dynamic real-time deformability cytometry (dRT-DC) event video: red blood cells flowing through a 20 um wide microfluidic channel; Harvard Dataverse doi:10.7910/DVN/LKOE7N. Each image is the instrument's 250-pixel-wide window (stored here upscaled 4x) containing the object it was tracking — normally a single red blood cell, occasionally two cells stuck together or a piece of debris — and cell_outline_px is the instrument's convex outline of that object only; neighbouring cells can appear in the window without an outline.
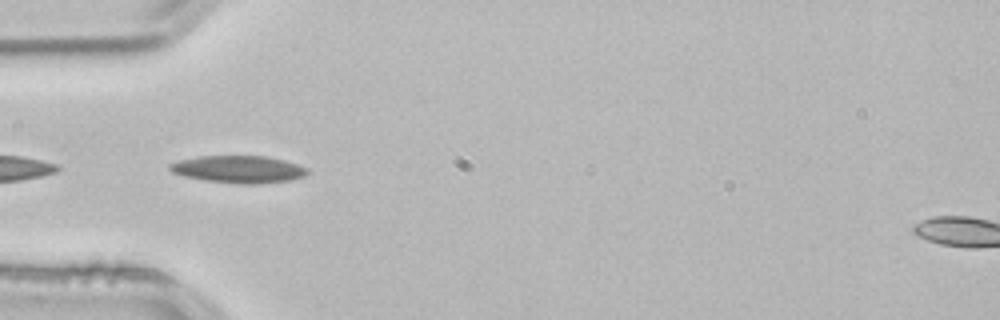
{"species": "common noctule bat (a hibernating species)", "species_latin": "Nyctalus noctula", "temperature_condition": "room temperature", "stored_images_in_passage": 21, "camera_frame_rate_fps": 3000, "um_per_image_px": 0.085, "animal": {"sex": "male", "body_mass_g": 21.5, "forearm_length_mm": 52.0}, "frame": {"image": 1, "passage_image": 1, "time_ms": 0.0, "image_size_px": [1000, 320], "cell_outline_px": [[308, 172], [304, 176], [292, 180], [260, 184], [240, 184], [204, 180], [184, 176], [172, 172], [168, 168], [168, 164], [180, 160], [200, 156], [268, 156], [284, 160], [308, 168]], "centroid_in_image_um": [20.29, 14.39], "position_along_channel_um": 64.7, "area_um2": 21.96}}
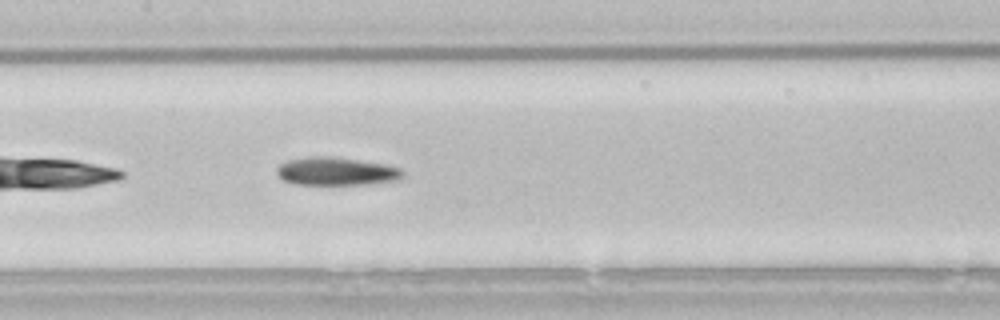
{"frame": {"image": 2, "passage_image": 10, "time_ms": 3.0, "image_size_px": [1000, 320], "cell_outline_px": [[404, 176], [400, 180], [364, 184], [296, 184], [284, 180], [276, 172], [276, 168], [280, 164], [288, 160], [308, 156], [332, 156], [384, 164], [400, 168], [404, 172]], "centroid_in_image_um": [28.59, 14.55], "position_along_channel_um": 178.8, "area_um2": 20.58}}